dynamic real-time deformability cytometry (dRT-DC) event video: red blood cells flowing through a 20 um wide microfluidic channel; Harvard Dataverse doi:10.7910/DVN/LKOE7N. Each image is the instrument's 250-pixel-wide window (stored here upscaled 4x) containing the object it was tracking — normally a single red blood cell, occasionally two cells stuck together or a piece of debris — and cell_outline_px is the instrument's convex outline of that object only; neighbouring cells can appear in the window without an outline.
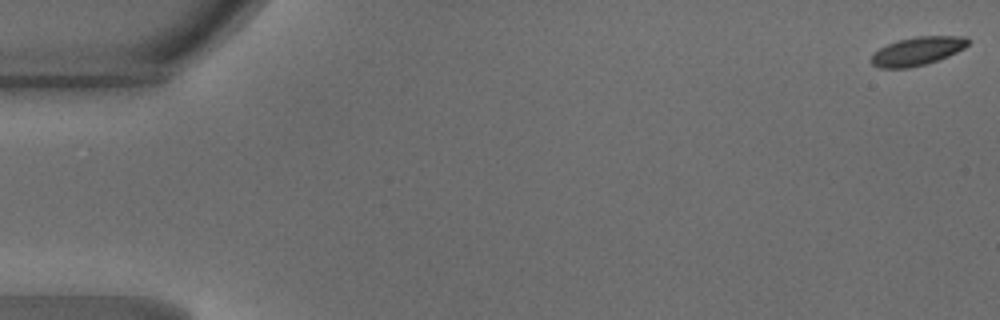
{"species": "common noctule bat (a hibernating species)", "species_latin": "Nyctalus noctula", "temperature_condition": "warm", "stored_images_in_passage": 9, "camera_frame_rate_fps": 3000, "um_per_image_px": 0.085, "animal": {"sex": "male", "body_mass_g": 18.8}, "frame": {"image": 1, "passage_image": 1, "time_ms": 0.0, "image_size_px": [1000, 320], "cell_outline_px": [[968, 44], [964, 48], [948, 56], [924, 64], [908, 68], [880, 68], [872, 64], [868, 60], [880, 48], [896, 40], [916, 36], [964, 36], [968, 40]], "centroid_in_image_um": [77.94, 4.34], "position_along_channel_um": 7.1, "area_um2": 15.9}}